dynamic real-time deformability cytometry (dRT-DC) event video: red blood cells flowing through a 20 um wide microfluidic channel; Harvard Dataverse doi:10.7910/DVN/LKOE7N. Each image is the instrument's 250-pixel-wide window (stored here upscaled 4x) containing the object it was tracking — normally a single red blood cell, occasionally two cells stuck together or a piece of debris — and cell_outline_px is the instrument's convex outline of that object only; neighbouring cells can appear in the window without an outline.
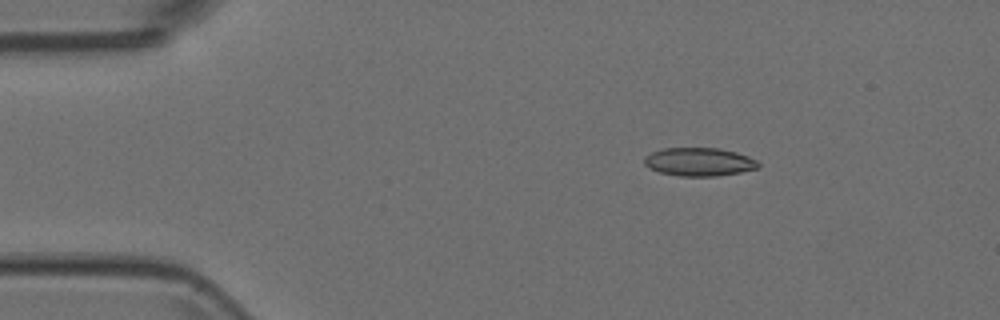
{"species": "Egyptian fruit bat (a non-hibernating species)", "species_latin": "Rousettus aegyptiacus", "temperature_condition": "room temperature", "stored_images_in_passage": 4, "camera_frame_rate_fps": 3000, "um_per_image_px": 0.085, "animal": {"sex": "female"}, "frame": {"image": 1, "passage_image": 2, "time_ms": 0.333, "image_size_px": [1000, 320], "cell_outline_px": [[760, 168], [740, 172], [716, 176], [680, 176], [660, 172], [648, 168], [644, 164], [644, 156], [652, 152], [664, 148], [720, 148], [736, 152], [748, 156], [756, 160], [760, 164]], "centroid_in_image_um": [59.43, 13.76], "position_along_channel_um": 25.6, "area_um2": 18.9}}